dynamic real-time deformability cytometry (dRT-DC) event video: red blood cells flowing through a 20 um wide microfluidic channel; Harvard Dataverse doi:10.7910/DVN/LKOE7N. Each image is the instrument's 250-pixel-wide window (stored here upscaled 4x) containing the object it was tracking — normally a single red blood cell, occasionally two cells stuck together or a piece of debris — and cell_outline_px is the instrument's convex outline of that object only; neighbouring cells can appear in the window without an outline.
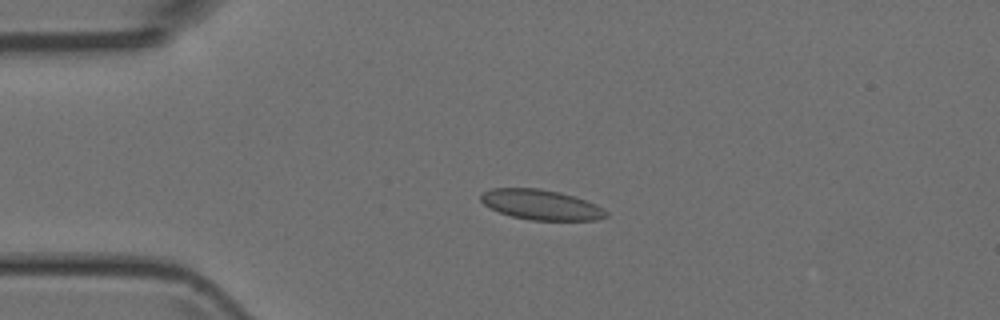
{"species": "Egyptian fruit bat (a non-hibernating species)", "species_latin": "Rousettus aegyptiacus", "temperature_condition": "room temperature", "stored_images_in_passage": 4, "camera_frame_rate_fps": 3000, "um_per_image_px": 0.085, "animal": {"sex": "female"}, "frame": {"image": 1, "passage_image": 3, "time_ms": 2.333, "image_size_px": [1000, 320], "cell_outline_px": [[608, 216], [596, 220], [532, 220], [512, 216], [500, 212], [484, 204], [480, 200], [480, 196], [484, 192], [492, 188], [540, 188], [560, 192], [596, 204], [608, 212]], "centroid_in_image_um": [46.0, 17.4], "position_along_channel_um": 39.0, "area_um2": 21.79}}